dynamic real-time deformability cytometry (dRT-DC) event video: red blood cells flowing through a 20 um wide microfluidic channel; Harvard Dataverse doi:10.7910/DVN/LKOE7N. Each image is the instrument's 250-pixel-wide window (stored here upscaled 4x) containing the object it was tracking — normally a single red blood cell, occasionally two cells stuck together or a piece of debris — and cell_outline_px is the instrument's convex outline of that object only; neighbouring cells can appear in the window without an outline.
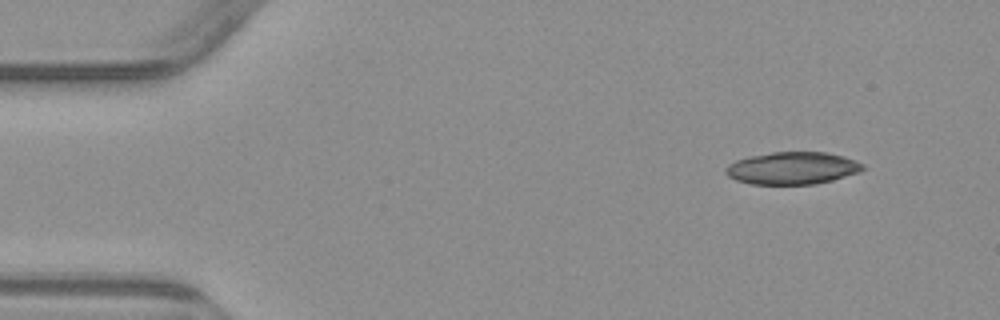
{"species": "common noctule bat (a hibernating species)", "species_latin": "Nyctalus noctula", "temperature_condition": "warm", "stored_images_in_passage": 6, "camera_frame_rate_fps": 3000, "um_per_image_px": 0.085, "animal": {"sex": "male", "body_mass_g": 23.1, "forearm_length_mm": 52.7}, "frame": {"image": 1, "passage_image": 1, "time_ms": 0.0, "image_size_px": [1000, 320], "cell_outline_px": [[868, 168], [860, 172], [832, 180], [816, 184], [752, 184], [736, 180], [728, 176], [724, 172], [724, 168], [728, 164], [736, 160], [748, 156], [772, 152], [828, 152], [844, 156], [856, 160], [864, 164]], "centroid_in_image_um": [67.38, 14.28], "position_along_channel_um": 17.6, "area_um2": 26.18}}